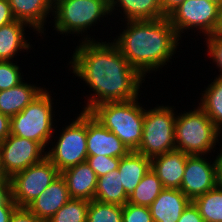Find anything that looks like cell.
<instances>
[{"mask_svg":"<svg viewBox=\"0 0 222 222\" xmlns=\"http://www.w3.org/2000/svg\"><path fill=\"white\" fill-rule=\"evenodd\" d=\"M83 40L69 62L75 76L95 92L88 97L83 111L89 112L107 102L138 98L143 76L129 64L115 43H101L87 37Z\"/></svg>","mask_w":222,"mask_h":222,"instance_id":"1","label":"cell"},{"mask_svg":"<svg viewBox=\"0 0 222 222\" xmlns=\"http://www.w3.org/2000/svg\"><path fill=\"white\" fill-rule=\"evenodd\" d=\"M127 22L114 43L143 77L172 59L180 39L168 17Z\"/></svg>","mask_w":222,"mask_h":222,"instance_id":"2","label":"cell"},{"mask_svg":"<svg viewBox=\"0 0 222 222\" xmlns=\"http://www.w3.org/2000/svg\"><path fill=\"white\" fill-rule=\"evenodd\" d=\"M137 100L138 98L122 102H107L96 105L89 111L130 151H137L142 140L144 109L140 107Z\"/></svg>","mask_w":222,"mask_h":222,"instance_id":"3","label":"cell"},{"mask_svg":"<svg viewBox=\"0 0 222 222\" xmlns=\"http://www.w3.org/2000/svg\"><path fill=\"white\" fill-rule=\"evenodd\" d=\"M175 147L189 155H207L214 148L220 130L205 111L198 106L194 111L176 115Z\"/></svg>","mask_w":222,"mask_h":222,"instance_id":"4","label":"cell"},{"mask_svg":"<svg viewBox=\"0 0 222 222\" xmlns=\"http://www.w3.org/2000/svg\"><path fill=\"white\" fill-rule=\"evenodd\" d=\"M52 109L51 96L43 90L20 113L10 118V134L35 141L45 148L54 133Z\"/></svg>","mask_w":222,"mask_h":222,"instance_id":"5","label":"cell"},{"mask_svg":"<svg viewBox=\"0 0 222 222\" xmlns=\"http://www.w3.org/2000/svg\"><path fill=\"white\" fill-rule=\"evenodd\" d=\"M175 121L174 110L169 106L144 109L142 140L136 152L152 159L176 149Z\"/></svg>","mask_w":222,"mask_h":222,"instance_id":"6","label":"cell"},{"mask_svg":"<svg viewBox=\"0 0 222 222\" xmlns=\"http://www.w3.org/2000/svg\"><path fill=\"white\" fill-rule=\"evenodd\" d=\"M53 8L55 29L61 34H82L111 13L110 0H53Z\"/></svg>","mask_w":222,"mask_h":222,"instance_id":"7","label":"cell"},{"mask_svg":"<svg viewBox=\"0 0 222 222\" xmlns=\"http://www.w3.org/2000/svg\"><path fill=\"white\" fill-rule=\"evenodd\" d=\"M87 111H82L76 120L63 129L55 147L46 157L61 173L87 160Z\"/></svg>","mask_w":222,"mask_h":222,"instance_id":"8","label":"cell"},{"mask_svg":"<svg viewBox=\"0 0 222 222\" xmlns=\"http://www.w3.org/2000/svg\"><path fill=\"white\" fill-rule=\"evenodd\" d=\"M59 175L57 167L47 157L14 174L10 178L13 201L18 207H27Z\"/></svg>","mask_w":222,"mask_h":222,"instance_id":"9","label":"cell"},{"mask_svg":"<svg viewBox=\"0 0 222 222\" xmlns=\"http://www.w3.org/2000/svg\"><path fill=\"white\" fill-rule=\"evenodd\" d=\"M220 7L219 3L208 0H185L167 17L180 38L190 27L199 28L209 36L215 28Z\"/></svg>","mask_w":222,"mask_h":222,"instance_id":"10","label":"cell"},{"mask_svg":"<svg viewBox=\"0 0 222 222\" xmlns=\"http://www.w3.org/2000/svg\"><path fill=\"white\" fill-rule=\"evenodd\" d=\"M44 150L46 149L35 141L10 134L0 143V164L11 178L14 174L42 161L46 157Z\"/></svg>","mask_w":222,"mask_h":222,"instance_id":"11","label":"cell"},{"mask_svg":"<svg viewBox=\"0 0 222 222\" xmlns=\"http://www.w3.org/2000/svg\"><path fill=\"white\" fill-rule=\"evenodd\" d=\"M202 155H188L180 190L193 201L217 186L216 162Z\"/></svg>","mask_w":222,"mask_h":222,"instance_id":"12","label":"cell"},{"mask_svg":"<svg viewBox=\"0 0 222 222\" xmlns=\"http://www.w3.org/2000/svg\"><path fill=\"white\" fill-rule=\"evenodd\" d=\"M86 143L88 156L105 155L121 158L131 152L113 132L105 128L89 112Z\"/></svg>","mask_w":222,"mask_h":222,"instance_id":"13","label":"cell"},{"mask_svg":"<svg viewBox=\"0 0 222 222\" xmlns=\"http://www.w3.org/2000/svg\"><path fill=\"white\" fill-rule=\"evenodd\" d=\"M188 155L174 149L151 159V169L164 188L180 189Z\"/></svg>","mask_w":222,"mask_h":222,"instance_id":"14","label":"cell"},{"mask_svg":"<svg viewBox=\"0 0 222 222\" xmlns=\"http://www.w3.org/2000/svg\"><path fill=\"white\" fill-rule=\"evenodd\" d=\"M70 199L66 182L60 174L26 208L37 217L47 221Z\"/></svg>","mask_w":222,"mask_h":222,"instance_id":"15","label":"cell"},{"mask_svg":"<svg viewBox=\"0 0 222 222\" xmlns=\"http://www.w3.org/2000/svg\"><path fill=\"white\" fill-rule=\"evenodd\" d=\"M192 201L180 190L164 188L149 206L153 222H178Z\"/></svg>","mask_w":222,"mask_h":222,"instance_id":"16","label":"cell"},{"mask_svg":"<svg viewBox=\"0 0 222 222\" xmlns=\"http://www.w3.org/2000/svg\"><path fill=\"white\" fill-rule=\"evenodd\" d=\"M64 178L71 198L94 199L98 177L87 161L60 173Z\"/></svg>","mask_w":222,"mask_h":222,"instance_id":"17","label":"cell"},{"mask_svg":"<svg viewBox=\"0 0 222 222\" xmlns=\"http://www.w3.org/2000/svg\"><path fill=\"white\" fill-rule=\"evenodd\" d=\"M16 20L43 33L48 13L53 11V0H8Z\"/></svg>","mask_w":222,"mask_h":222,"instance_id":"18","label":"cell"},{"mask_svg":"<svg viewBox=\"0 0 222 222\" xmlns=\"http://www.w3.org/2000/svg\"><path fill=\"white\" fill-rule=\"evenodd\" d=\"M44 89L21 82L18 86L0 91V112L10 118L20 113Z\"/></svg>","mask_w":222,"mask_h":222,"instance_id":"19","label":"cell"},{"mask_svg":"<svg viewBox=\"0 0 222 222\" xmlns=\"http://www.w3.org/2000/svg\"><path fill=\"white\" fill-rule=\"evenodd\" d=\"M150 169L151 159L136 151H131L127 156L120 158L118 171L127 196L134 191Z\"/></svg>","mask_w":222,"mask_h":222,"instance_id":"20","label":"cell"},{"mask_svg":"<svg viewBox=\"0 0 222 222\" xmlns=\"http://www.w3.org/2000/svg\"><path fill=\"white\" fill-rule=\"evenodd\" d=\"M115 6L122 7L127 19L125 21L154 20L166 17L162 11L161 0H110L111 14Z\"/></svg>","mask_w":222,"mask_h":222,"instance_id":"21","label":"cell"},{"mask_svg":"<svg viewBox=\"0 0 222 222\" xmlns=\"http://www.w3.org/2000/svg\"><path fill=\"white\" fill-rule=\"evenodd\" d=\"M24 26L28 24L15 20L0 27V61H11L18 50L30 48L25 40Z\"/></svg>","mask_w":222,"mask_h":222,"instance_id":"22","label":"cell"},{"mask_svg":"<svg viewBox=\"0 0 222 222\" xmlns=\"http://www.w3.org/2000/svg\"><path fill=\"white\" fill-rule=\"evenodd\" d=\"M121 182L118 169L98 177L94 199L124 206L128 202V196Z\"/></svg>","mask_w":222,"mask_h":222,"instance_id":"23","label":"cell"},{"mask_svg":"<svg viewBox=\"0 0 222 222\" xmlns=\"http://www.w3.org/2000/svg\"><path fill=\"white\" fill-rule=\"evenodd\" d=\"M163 189L161 180L150 169L128 196L127 203L149 207Z\"/></svg>","mask_w":222,"mask_h":222,"instance_id":"24","label":"cell"},{"mask_svg":"<svg viewBox=\"0 0 222 222\" xmlns=\"http://www.w3.org/2000/svg\"><path fill=\"white\" fill-rule=\"evenodd\" d=\"M202 93L200 107L205 111L214 125L222 128V76L216 77L214 81Z\"/></svg>","mask_w":222,"mask_h":222,"instance_id":"25","label":"cell"},{"mask_svg":"<svg viewBox=\"0 0 222 222\" xmlns=\"http://www.w3.org/2000/svg\"><path fill=\"white\" fill-rule=\"evenodd\" d=\"M204 222H222V188L216 186L193 201Z\"/></svg>","mask_w":222,"mask_h":222,"instance_id":"26","label":"cell"},{"mask_svg":"<svg viewBox=\"0 0 222 222\" xmlns=\"http://www.w3.org/2000/svg\"><path fill=\"white\" fill-rule=\"evenodd\" d=\"M89 201L71 198L47 222H87Z\"/></svg>","mask_w":222,"mask_h":222,"instance_id":"27","label":"cell"},{"mask_svg":"<svg viewBox=\"0 0 222 222\" xmlns=\"http://www.w3.org/2000/svg\"><path fill=\"white\" fill-rule=\"evenodd\" d=\"M122 214L123 206L93 199L89 201L87 222H123Z\"/></svg>","mask_w":222,"mask_h":222,"instance_id":"28","label":"cell"},{"mask_svg":"<svg viewBox=\"0 0 222 222\" xmlns=\"http://www.w3.org/2000/svg\"><path fill=\"white\" fill-rule=\"evenodd\" d=\"M21 82L19 66L11 61H0V91L18 86Z\"/></svg>","mask_w":222,"mask_h":222,"instance_id":"29","label":"cell"},{"mask_svg":"<svg viewBox=\"0 0 222 222\" xmlns=\"http://www.w3.org/2000/svg\"><path fill=\"white\" fill-rule=\"evenodd\" d=\"M86 161L96 173L97 177H101L113 170L118 169L120 158L95 155L88 156Z\"/></svg>","mask_w":222,"mask_h":222,"instance_id":"30","label":"cell"},{"mask_svg":"<svg viewBox=\"0 0 222 222\" xmlns=\"http://www.w3.org/2000/svg\"><path fill=\"white\" fill-rule=\"evenodd\" d=\"M123 222H153L150 208L126 203L123 206Z\"/></svg>","mask_w":222,"mask_h":222,"instance_id":"31","label":"cell"},{"mask_svg":"<svg viewBox=\"0 0 222 222\" xmlns=\"http://www.w3.org/2000/svg\"><path fill=\"white\" fill-rule=\"evenodd\" d=\"M205 39H207L208 53L221 71L219 76H222V39L217 37H206Z\"/></svg>","mask_w":222,"mask_h":222,"instance_id":"32","label":"cell"},{"mask_svg":"<svg viewBox=\"0 0 222 222\" xmlns=\"http://www.w3.org/2000/svg\"><path fill=\"white\" fill-rule=\"evenodd\" d=\"M9 222H47L31 213L26 207H17Z\"/></svg>","mask_w":222,"mask_h":222,"instance_id":"33","label":"cell"},{"mask_svg":"<svg viewBox=\"0 0 222 222\" xmlns=\"http://www.w3.org/2000/svg\"><path fill=\"white\" fill-rule=\"evenodd\" d=\"M178 222H204V220L201 217L198 208L193 202H191L181 214Z\"/></svg>","mask_w":222,"mask_h":222,"instance_id":"34","label":"cell"},{"mask_svg":"<svg viewBox=\"0 0 222 222\" xmlns=\"http://www.w3.org/2000/svg\"><path fill=\"white\" fill-rule=\"evenodd\" d=\"M8 0H0V27L15 21Z\"/></svg>","mask_w":222,"mask_h":222,"instance_id":"35","label":"cell"},{"mask_svg":"<svg viewBox=\"0 0 222 222\" xmlns=\"http://www.w3.org/2000/svg\"><path fill=\"white\" fill-rule=\"evenodd\" d=\"M10 135V117L0 112V143Z\"/></svg>","mask_w":222,"mask_h":222,"instance_id":"36","label":"cell"},{"mask_svg":"<svg viewBox=\"0 0 222 222\" xmlns=\"http://www.w3.org/2000/svg\"><path fill=\"white\" fill-rule=\"evenodd\" d=\"M185 0H161L163 14L167 17L174 9H176Z\"/></svg>","mask_w":222,"mask_h":222,"instance_id":"37","label":"cell"},{"mask_svg":"<svg viewBox=\"0 0 222 222\" xmlns=\"http://www.w3.org/2000/svg\"><path fill=\"white\" fill-rule=\"evenodd\" d=\"M0 205H16L11 197L10 186H0Z\"/></svg>","mask_w":222,"mask_h":222,"instance_id":"38","label":"cell"},{"mask_svg":"<svg viewBox=\"0 0 222 222\" xmlns=\"http://www.w3.org/2000/svg\"><path fill=\"white\" fill-rule=\"evenodd\" d=\"M17 205H0V222H9Z\"/></svg>","mask_w":222,"mask_h":222,"instance_id":"39","label":"cell"},{"mask_svg":"<svg viewBox=\"0 0 222 222\" xmlns=\"http://www.w3.org/2000/svg\"><path fill=\"white\" fill-rule=\"evenodd\" d=\"M207 37H217L222 39V5L220 7L218 16H217V22L215 25L214 30L212 33Z\"/></svg>","mask_w":222,"mask_h":222,"instance_id":"40","label":"cell"},{"mask_svg":"<svg viewBox=\"0 0 222 222\" xmlns=\"http://www.w3.org/2000/svg\"><path fill=\"white\" fill-rule=\"evenodd\" d=\"M215 162L217 186L222 188V150L220 151V154L216 157Z\"/></svg>","mask_w":222,"mask_h":222,"instance_id":"41","label":"cell"},{"mask_svg":"<svg viewBox=\"0 0 222 222\" xmlns=\"http://www.w3.org/2000/svg\"><path fill=\"white\" fill-rule=\"evenodd\" d=\"M0 186H10V177L5 173L3 166L0 164Z\"/></svg>","mask_w":222,"mask_h":222,"instance_id":"42","label":"cell"},{"mask_svg":"<svg viewBox=\"0 0 222 222\" xmlns=\"http://www.w3.org/2000/svg\"><path fill=\"white\" fill-rule=\"evenodd\" d=\"M210 2H216V3H219L220 5H222V0H208Z\"/></svg>","mask_w":222,"mask_h":222,"instance_id":"43","label":"cell"}]
</instances>
